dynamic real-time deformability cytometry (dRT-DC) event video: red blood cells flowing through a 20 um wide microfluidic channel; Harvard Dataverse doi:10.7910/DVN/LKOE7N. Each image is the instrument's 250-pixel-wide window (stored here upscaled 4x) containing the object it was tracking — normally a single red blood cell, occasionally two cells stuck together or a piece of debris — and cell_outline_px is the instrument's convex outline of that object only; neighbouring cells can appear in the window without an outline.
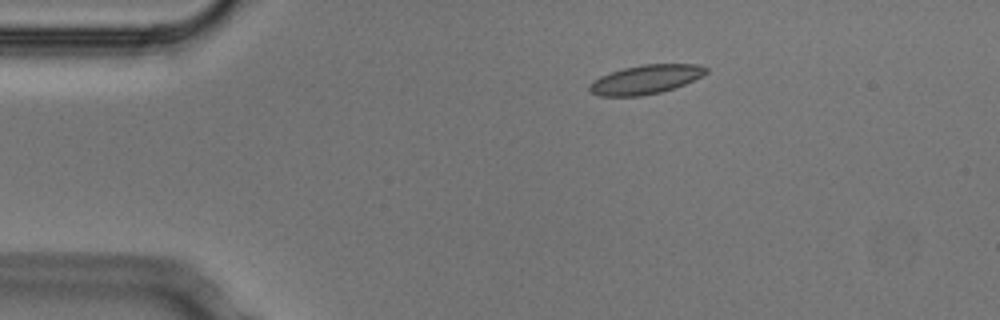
{"species": "Egyptian fruit bat (a non-hibernating species)", "species_latin": "Rousettus aegyptiacus", "temperature_condition": "cold", "stored_images_in_passage": 4, "camera_frame_rate_fps": 3000, "um_per_image_px": 0.085, "animal": {"sex": "male"}, "frame": {"image": 1, "passage_image": 1, "time_ms": 0.0, "image_size_px": [1000, 320], "cell_outline_px": [[708, 72], [684, 84], [660, 92], [640, 96], [600, 96], [592, 92], [588, 88], [588, 84], [592, 80], [600, 76], [624, 68], [644, 64], [696, 64], [708, 68]], "centroid_in_image_um": [54.84, 6.75], "position_along_channel_um": 30.2, "area_um2": 19.48}}
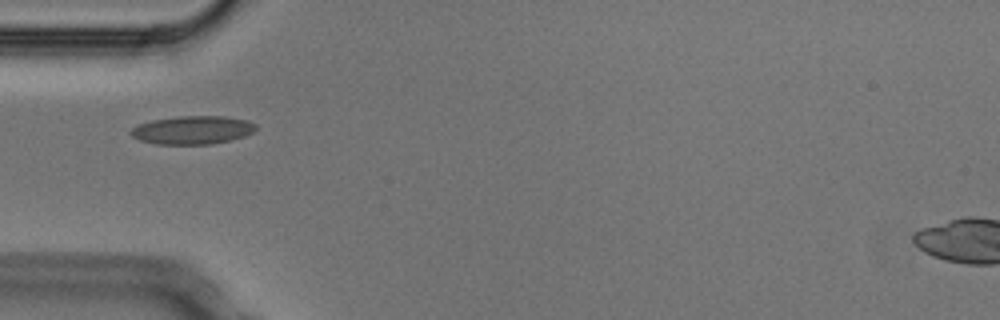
{"frame": {"image": 2, "passage_image": 3, "time_ms": 0.667, "image_size_px": [1000, 320], "cell_outline_px": [[256, 128], [252, 132], [244, 136], [212, 144], [156, 144], [140, 140], [132, 136], [128, 132], [132, 128], [140, 124], [152, 120], [180, 116], [224, 116], [248, 120], [256, 124]], "centroid_in_image_um": [16.36, 11.05], "position_along_channel_um": 68.6, "area_um2": 20.52}}
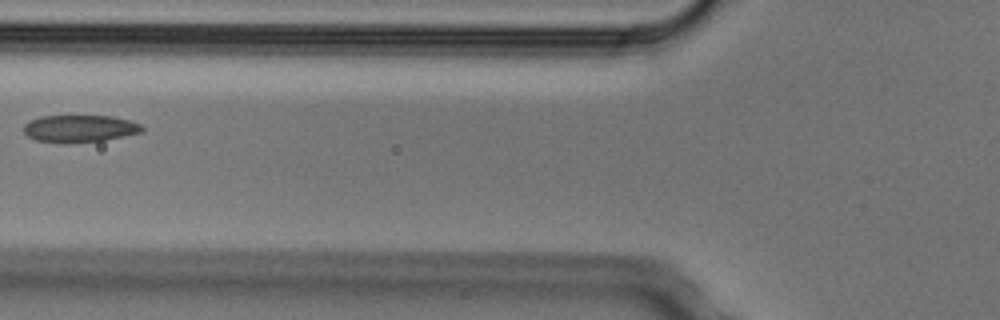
{"frame": {"image": 3, "passage_image": 4, "time_ms": 1.0, "image_size_px": [1000, 320], "cell_outline_px": [[144, 132], [104, 140], [64, 144], [60, 144], [36, 140], [28, 136], [24, 132], [24, 124], [40, 116], [112, 116], [128, 120], [140, 124], [144, 128]], "centroid_in_image_um": [6.77, 10.94], "position_along_channel_um": 119.0, "area_um2": 18.9}}